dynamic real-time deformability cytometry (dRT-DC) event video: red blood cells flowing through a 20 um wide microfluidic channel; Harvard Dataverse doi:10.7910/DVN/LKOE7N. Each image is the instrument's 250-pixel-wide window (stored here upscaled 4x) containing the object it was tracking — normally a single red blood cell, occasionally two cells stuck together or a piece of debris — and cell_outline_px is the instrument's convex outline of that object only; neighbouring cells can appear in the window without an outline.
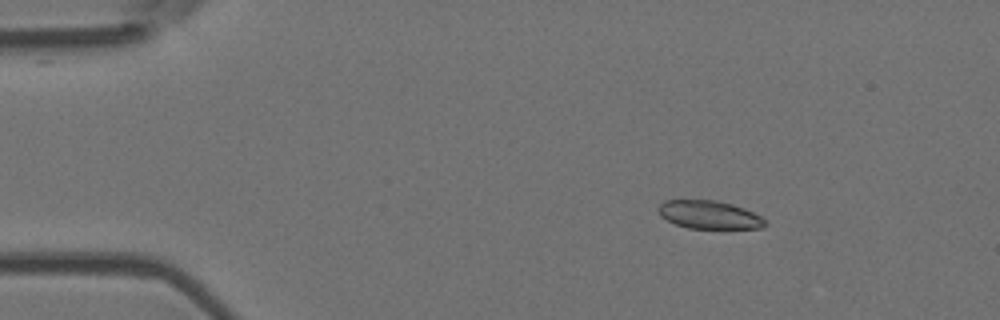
{"species": "Egyptian fruit bat (a non-hibernating species)", "species_latin": "Rousettus aegyptiacus", "temperature_condition": "room temperature", "stored_images_in_passage": 4, "camera_frame_rate_fps": 3000, "um_per_image_px": 0.085, "animal": {"sex": "female"}, "frame": {"image": 1, "passage_image": 2, "time_ms": 1.0, "image_size_px": [1000, 320], "cell_outline_px": [[768, 224], [764, 228], [688, 228], [676, 224], [660, 216], [656, 208], [664, 200], [716, 200], [732, 204], [744, 208], [760, 216]], "centroid_in_image_um": [60.26, 18.25], "position_along_channel_um": 24.7, "area_um2": 17.51}}